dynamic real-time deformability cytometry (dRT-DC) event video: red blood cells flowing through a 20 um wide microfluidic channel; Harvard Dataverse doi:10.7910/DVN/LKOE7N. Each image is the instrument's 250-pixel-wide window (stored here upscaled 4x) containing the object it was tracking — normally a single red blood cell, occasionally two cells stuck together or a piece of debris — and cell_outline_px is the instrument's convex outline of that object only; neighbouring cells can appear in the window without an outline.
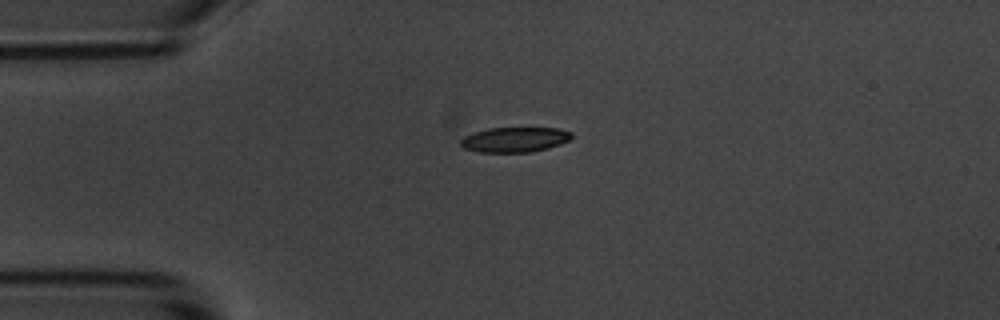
{"species": "common noctule bat (a hibernating species)", "species_latin": "Nyctalus noctula", "temperature_condition": "room temperature", "stored_images_in_passage": 6, "camera_frame_rate_fps": 3000, "um_per_image_px": 0.085, "animal": {"sex": "male", "body_mass_g": 20.1, "forearm_length_mm": 53.5}, "frame": {"image": 1, "passage_image": 1, "time_ms": 0.0, "image_size_px": [1000, 320], "cell_outline_px": [[572, 136], [568, 140], [560, 144], [548, 148], [528, 152], [480, 152], [464, 148], [460, 144], [460, 140], [464, 136], [488, 128], [556, 128], [572, 132]], "centroid_in_image_um": [43.74, 11.86], "position_along_channel_um": 41.3, "area_um2": 16.01}}
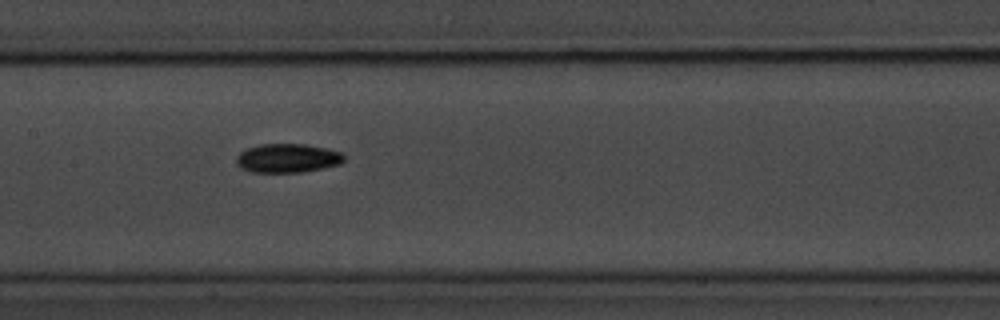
{"frame": {"image": 2, "passage_image": 5, "time_ms": 4.667, "image_size_px": [1000, 320], "cell_outline_px": [[344, 160], [340, 164], [300, 172], [252, 172], [240, 168], [236, 164], [236, 156], [244, 148], [260, 144], [304, 144], [324, 148], [340, 152], [344, 156]], "centroid_in_image_um": [24.37, 13.44], "position_along_channel_um": 183.0, "area_um2": 18.09}}
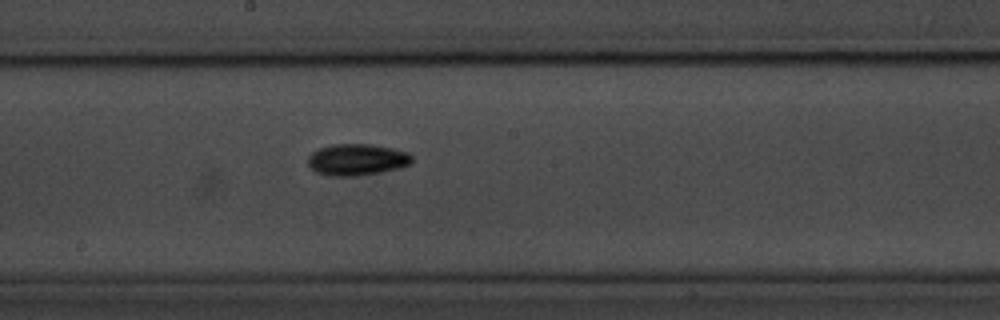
{"frame": {"image": 3, "passage_image": 6, "time_ms": 5.667, "image_size_px": [1000, 320], "cell_outline_px": [[412, 164], [400, 168], [380, 172], [356, 176], [328, 176], [316, 172], [308, 164], [308, 156], [312, 152], [320, 148], [336, 144], [368, 144], [392, 148], [408, 152], [412, 156]], "centroid_in_image_um": [30.35, 13.58], "position_along_channel_um": 217.8, "area_um2": 19.13}}